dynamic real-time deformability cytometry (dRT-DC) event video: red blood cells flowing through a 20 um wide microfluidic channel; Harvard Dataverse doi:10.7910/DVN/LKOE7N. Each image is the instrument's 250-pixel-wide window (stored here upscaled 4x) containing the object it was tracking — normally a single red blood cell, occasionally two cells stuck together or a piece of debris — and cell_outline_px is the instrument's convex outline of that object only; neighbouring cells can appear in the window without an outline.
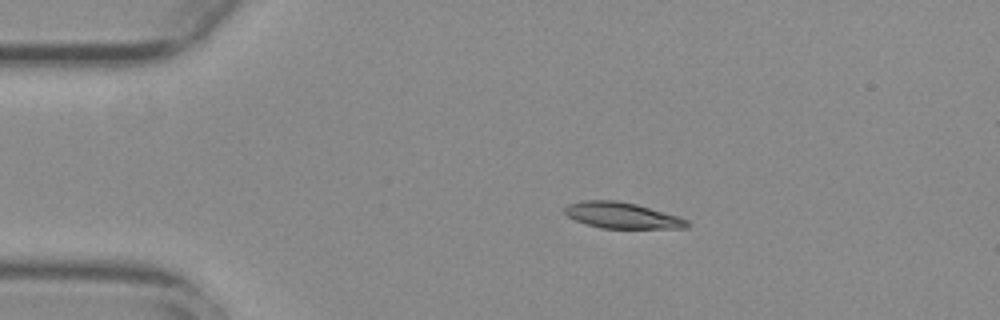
{"species": "common noctule bat (a hibernating species)", "species_latin": "Nyctalus noctula", "temperature_condition": "warm", "stored_images_in_passage": 45, "camera_frame_rate_fps": 3000, "um_per_image_px": 0.085, "animal": {"sex": "female", "body_mass_g": 29.2, "forearm_length_mm": 56.3}, "frame": {"image": 1, "passage_image": 1, "time_ms": 0.0, "image_size_px": [1000, 320], "cell_outline_px": [[692, 224], [688, 228], [600, 228], [576, 220], [568, 216], [564, 212], [564, 208], [568, 204], [584, 200], [616, 200], [636, 204], [676, 216], [688, 220]], "centroid_in_image_um": [52.88, 18.31], "position_along_channel_um": 32.1, "area_um2": 18.38}}
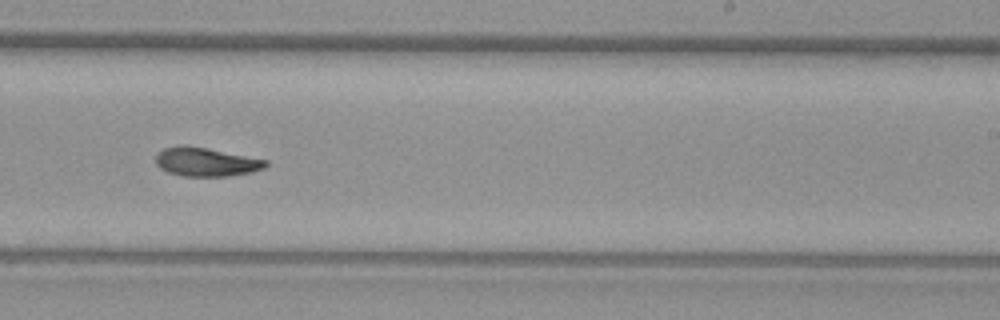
{"frame": {"image": 2, "passage_image": 24, "time_ms": 7.667, "image_size_px": [1000, 320], "cell_outline_px": [[268, 164], [264, 168], [252, 172], [228, 176], [184, 176], [168, 172], [160, 168], [156, 164], [156, 152], [164, 148], [180, 144], [208, 148], [268, 160]], "centroid_in_image_um": [17.49, 13.75], "position_along_channel_um": 271.5, "area_um2": 18.55}}
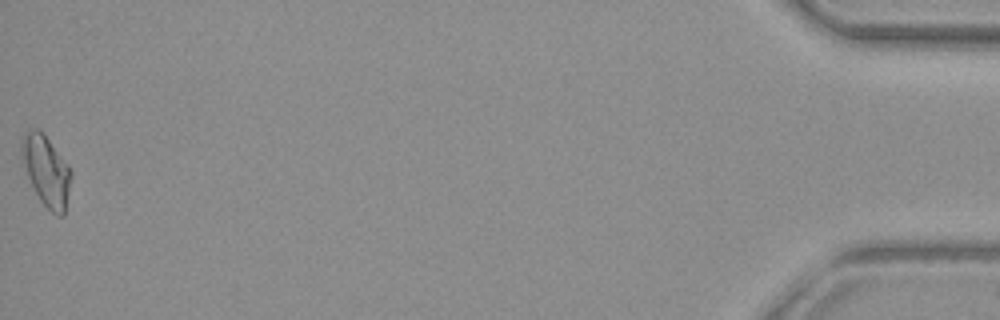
{"frame": {"image": 3, "passage_image": 45, "time_ms": 14.667, "image_size_px": [1000, 320], "cell_outline_px": [[72, 176], [64, 216], [56, 216], [40, 200], [32, 188], [20, 160], [20, 140], [28, 128], [36, 128], [48, 140], [68, 164], [72, 172]], "centroid_in_image_um": [3.89, 14.52], "position_along_channel_um": 431.3, "area_um2": 20.58}}